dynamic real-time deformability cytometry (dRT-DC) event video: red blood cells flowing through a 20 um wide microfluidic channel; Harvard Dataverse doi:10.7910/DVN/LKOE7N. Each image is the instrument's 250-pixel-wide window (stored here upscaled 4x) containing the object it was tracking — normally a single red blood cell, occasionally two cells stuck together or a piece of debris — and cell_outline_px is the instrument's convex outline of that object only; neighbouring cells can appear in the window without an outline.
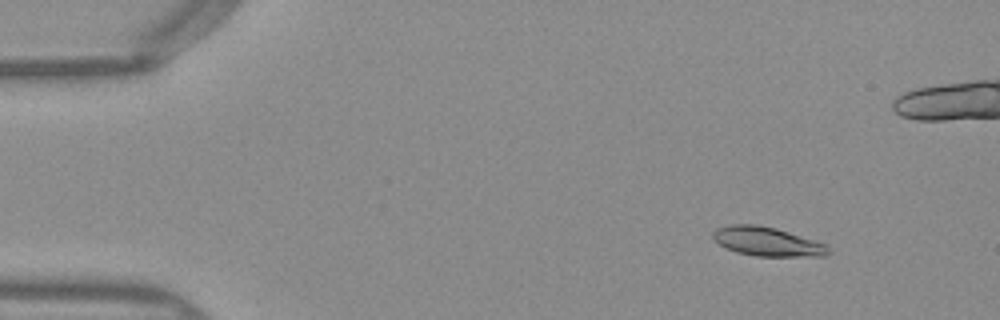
{"species": "Egyptian fruit bat (a non-hibernating species)", "species_latin": "Rousettus aegyptiacus", "temperature_condition": "warm", "stored_images_in_passage": 25, "camera_frame_rate_fps": 3000, "um_per_image_px": 0.085, "frame": {"image": 1, "passage_image": 6, "time_ms": 1.667, "image_size_px": [1000, 320], "cell_outline_px": [[828, 256], [756, 256], [736, 252], [720, 244], [712, 236], [712, 232], [716, 228], [732, 224], [756, 224], [776, 228], [828, 244]], "centroid_in_image_um": [65.23, 20.53], "position_along_channel_um": 19.8, "area_um2": 19.48}}
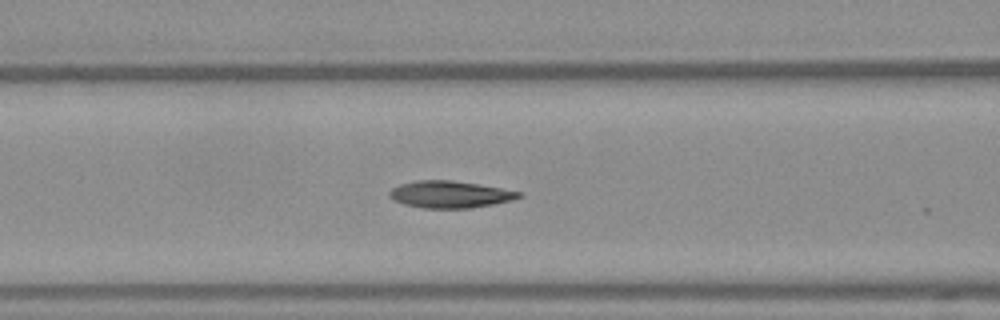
{"frame": {"image": 2, "passage_image": 21, "time_ms": 6.667, "image_size_px": [1000, 320], "cell_outline_px": [[524, 196], [512, 200], [492, 204], [468, 208], [424, 208], [404, 204], [388, 196], [388, 192], [392, 188], [400, 184], [416, 180], [452, 180], [524, 192]], "centroid_in_image_um": [38.25, 16.52], "position_along_channel_um": 128.3, "area_um2": 20.23}}
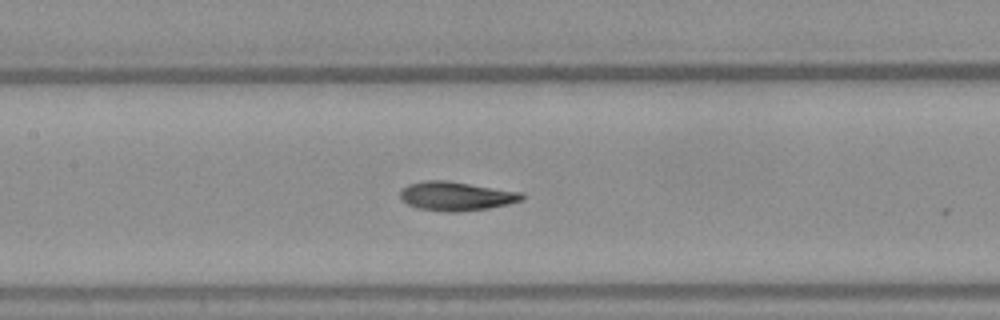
{"frame": {"image": 3, "passage_image": 24, "time_ms": 7.667, "image_size_px": [1000, 320], "cell_outline_px": [[524, 200], [508, 204], [488, 208], [460, 212], [444, 212], [416, 208], [408, 204], [400, 196], [400, 192], [408, 184], [424, 180], [448, 180], [524, 192]], "centroid_in_image_um": [38.81, 16.67], "position_along_channel_um": 168.6, "area_um2": 20.81}}